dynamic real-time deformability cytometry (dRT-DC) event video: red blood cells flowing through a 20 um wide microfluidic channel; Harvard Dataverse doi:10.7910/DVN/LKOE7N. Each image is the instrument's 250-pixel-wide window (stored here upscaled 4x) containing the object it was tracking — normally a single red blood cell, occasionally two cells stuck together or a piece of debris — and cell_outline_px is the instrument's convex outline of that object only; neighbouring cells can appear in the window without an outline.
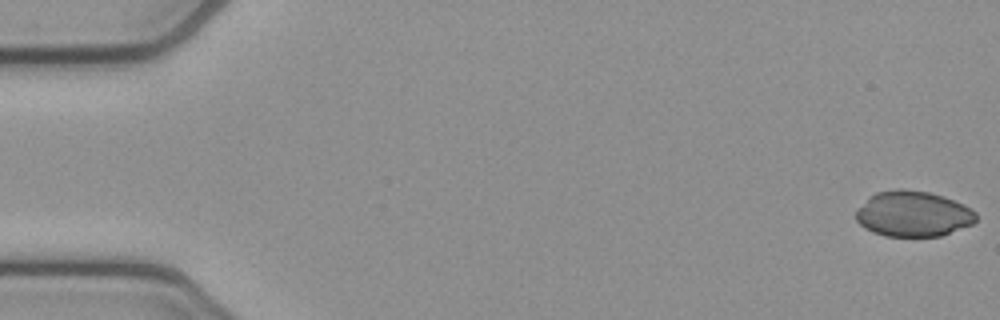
{"species": "common noctule bat (a hibernating species)", "species_latin": "Nyctalus noctula", "temperature_condition": "cold", "stored_images_in_passage": 16, "camera_frame_rate_fps": 3000, "um_per_image_px": 0.085, "animal": {"sex": "female", "body_mass_g": 21.9}, "frame": {"image": 1, "passage_image": 1, "time_ms": 0.0, "image_size_px": [1000, 320], "cell_outline_px": [[976, 220], [972, 224], [940, 236], [884, 236], [872, 232], [864, 228], [856, 220], [856, 212], [868, 196], [876, 192], [896, 188], [904, 188], [928, 192], [944, 196], [964, 204], [972, 208], [976, 212]], "centroid_in_image_um": [77.6, 18.16], "position_along_channel_um": 7.4, "area_um2": 32.14}}